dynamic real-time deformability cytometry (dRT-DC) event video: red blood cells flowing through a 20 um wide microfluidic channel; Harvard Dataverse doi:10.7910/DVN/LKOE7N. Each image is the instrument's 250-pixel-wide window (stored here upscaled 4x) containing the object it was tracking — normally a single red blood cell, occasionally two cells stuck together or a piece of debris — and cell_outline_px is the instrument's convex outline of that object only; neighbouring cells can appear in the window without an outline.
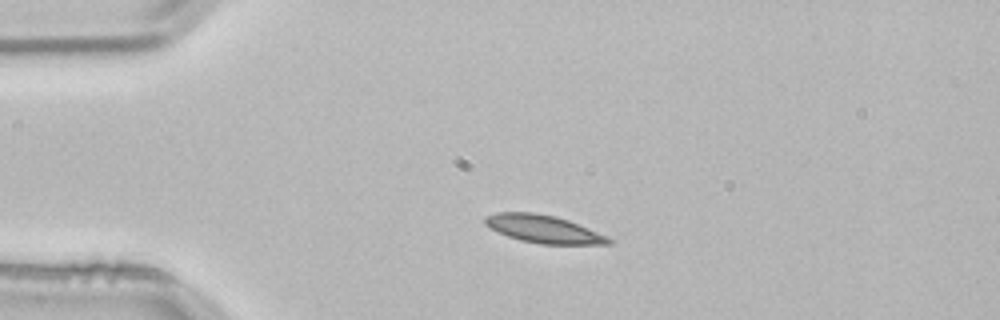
{"species": "common noctule bat (a hibernating species)", "species_latin": "Nyctalus noctula", "temperature_condition": "room temperature", "stored_images_in_passage": 3, "camera_frame_rate_fps": 3000, "um_per_image_px": 0.085, "animal": {"sex": "male", "body_mass_g": 21.5, "forearm_length_mm": 52.0}, "frame": {"image": 1, "passage_image": 2, "time_ms": 0.333, "image_size_px": [1000, 320], "cell_outline_px": [[616, 240], [612, 244], [540, 244], [520, 240], [496, 232], [484, 224], [484, 216], [496, 212], [536, 212], [556, 216], [568, 220], [608, 236]], "centroid_in_image_um": [46.2, 19.46], "position_along_channel_um": 38.8, "area_um2": 20.29}}
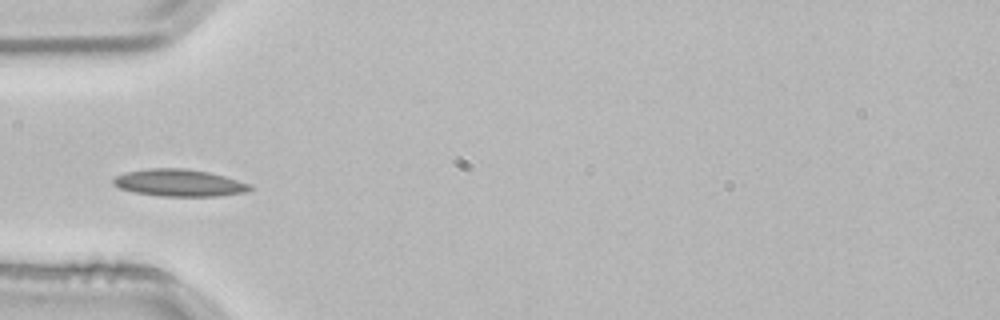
{"frame": {"image": 2, "passage_image": 3, "time_ms": 0.667, "image_size_px": [1000, 320], "cell_outline_px": [[252, 188], [244, 192], [220, 196], [160, 196], [136, 192], [120, 188], [112, 184], [112, 180], [116, 176], [124, 172], [148, 168], [188, 168], [208, 172], [224, 176], [248, 184]], "centroid_in_image_um": [15.18, 15.53], "position_along_channel_um": 69.8, "area_um2": 21.44}}